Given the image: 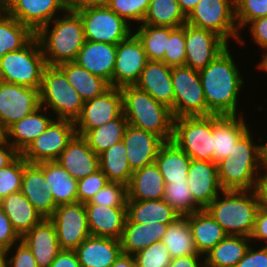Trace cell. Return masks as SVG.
<instances>
[{
    "label": "cell",
    "mask_w": 267,
    "mask_h": 267,
    "mask_svg": "<svg viewBox=\"0 0 267 267\" xmlns=\"http://www.w3.org/2000/svg\"><path fill=\"white\" fill-rule=\"evenodd\" d=\"M229 48L228 46L199 71L207 104V116L243 115V112L238 113V97L245 80Z\"/></svg>",
    "instance_id": "1"
},
{
    "label": "cell",
    "mask_w": 267,
    "mask_h": 267,
    "mask_svg": "<svg viewBox=\"0 0 267 267\" xmlns=\"http://www.w3.org/2000/svg\"><path fill=\"white\" fill-rule=\"evenodd\" d=\"M249 130L217 163L218 179L223 190H254L263 171V143L254 142Z\"/></svg>",
    "instance_id": "2"
},
{
    "label": "cell",
    "mask_w": 267,
    "mask_h": 267,
    "mask_svg": "<svg viewBox=\"0 0 267 267\" xmlns=\"http://www.w3.org/2000/svg\"><path fill=\"white\" fill-rule=\"evenodd\" d=\"M35 36L45 62L50 66L75 61L86 41L82 20L71 7L42 27Z\"/></svg>",
    "instance_id": "3"
},
{
    "label": "cell",
    "mask_w": 267,
    "mask_h": 267,
    "mask_svg": "<svg viewBox=\"0 0 267 267\" xmlns=\"http://www.w3.org/2000/svg\"><path fill=\"white\" fill-rule=\"evenodd\" d=\"M259 207L260 199L256 189L223 190L205 210L227 235L250 237Z\"/></svg>",
    "instance_id": "4"
},
{
    "label": "cell",
    "mask_w": 267,
    "mask_h": 267,
    "mask_svg": "<svg viewBox=\"0 0 267 267\" xmlns=\"http://www.w3.org/2000/svg\"><path fill=\"white\" fill-rule=\"evenodd\" d=\"M123 113L128 125L172 141L174 117L171 110L135 85L121 87Z\"/></svg>",
    "instance_id": "5"
},
{
    "label": "cell",
    "mask_w": 267,
    "mask_h": 267,
    "mask_svg": "<svg viewBox=\"0 0 267 267\" xmlns=\"http://www.w3.org/2000/svg\"><path fill=\"white\" fill-rule=\"evenodd\" d=\"M39 95L40 106L52 111L56 119L75 122L81 115L84 101L58 66L45 67Z\"/></svg>",
    "instance_id": "6"
},
{
    "label": "cell",
    "mask_w": 267,
    "mask_h": 267,
    "mask_svg": "<svg viewBox=\"0 0 267 267\" xmlns=\"http://www.w3.org/2000/svg\"><path fill=\"white\" fill-rule=\"evenodd\" d=\"M80 16L86 41L118 45L133 33V25L127 23L107 5L71 4Z\"/></svg>",
    "instance_id": "7"
},
{
    "label": "cell",
    "mask_w": 267,
    "mask_h": 267,
    "mask_svg": "<svg viewBox=\"0 0 267 267\" xmlns=\"http://www.w3.org/2000/svg\"><path fill=\"white\" fill-rule=\"evenodd\" d=\"M0 66L6 83L40 90L47 64L40 43L34 36L20 50L6 53L1 57Z\"/></svg>",
    "instance_id": "8"
},
{
    "label": "cell",
    "mask_w": 267,
    "mask_h": 267,
    "mask_svg": "<svg viewBox=\"0 0 267 267\" xmlns=\"http://www.w3.org/2000/svg\"><path fill=\"white\" fill-rule=\"evenodd\" d=\"M186 23L213 31L228 43L230 39L242 46L245 43L236 24L234 0H200L186 17Z\"/></svg>",
    "instance_id": "9"
},
{
    "label": "cell",
    "mask_w": 267,
    "mask_h": 267,
    "mask_svg": "<svg viewBox=\"0 0 267 267\" xmlns=\"http://www.w3.org/2000/svg\"><path fill=\"white\" fill-rule=\"evenodd\" d=\"M172 141L191 159L213 162L212 115L174 118Z\"/></svg>",
    "instance_id": "10"
},
{
    "label": "cell",
    "mask_w": 267,
    "mask_h": 267,
    "mask_svg": "<svg viewBox=\"0 0 267 267\" xmlns=\"http://www.w3.org/2000/svg\"><path fill=\"white\" fill-rule=\"evenodd\" d=\"M174 103L170 109L174 118L207 116V104L199 71L187 66L172 67Z\"/></svg>",
    "instance_id": "11"
},
{
    "label": "cell",
    "mask_w": 267,
    "mask_h": 267,
    "mask_svg": "<svg viewBox=\"0 0 267 267\" xmlns=\"http://www.w3.org/2000/svg\"><path fill=\"white\" fill-rule=\"evenodd\" d=\"M75 135L74 121L55 118L21 155L30 164L55 161Z\"/></svg>",
    "instance_id": "12"
},
{
    "label": "cell",
    "mask_w": 267,
    "mask_h": 267,
    "mask_svg": "<svg viewBox=\"0 0 267 267\" xmlns=\"http://www.w3.org/2000/svg\"><path fill=\"white\" fill-rule=\"evenodd\" d=\"M49 219L55 226L61 250L74 251L91 235L84 203L58 205Z\"/></svg>",
    "instance_id": "13"
},
{
    "label": "cell",
    "mask_w": 267,
    "mask_h": 267,
    "mask_svg": "<svg viewBox=\"0 0 267 267\" xmlns=\"http://www.w3.org/2000/svg\"><path fill=\"white\" fill-rule=\"evenodd\" d=\"M123 113V95L120 88L110 86L101 95L85 101L81 115L75 120L76 134L83 136L114 120Z\"/></svg>",
    "instance_id": "14"
},
{
    "label": "cell",
    "mask_w": 267,
    "mask_h": 267,
    "mask_svg": "<svg viewBox=\"0 0 267 267\" xmlns=\"http://www.w3.org/2000/svg\"><path fill=\"white\" fill-rule=\"evenodd\" d=\"M71 3L72 0H9L6 12L36 34L58 13H65Z\"/></svg>",
    "instance_id": "15"
},
{
    "label": "cell",
    "mask_w": 267,
    "mask_h": 267,
    "mask_svg": "<svg viewBox=\"0 0 267 267\" xmlns=\"http://www.w3.org/2000/svg\"><path fill=\"white\" fill-rule=\"evenodd\" d=\"M39 107L38 89L6 82L0 84V130L2 132Z\"/></svg>",
    "instance_id": "16"
},
{
    "label": "cell",
    "mask_w": 267,
    "mask_h": 267,
    "mask_svg": "<svg viewBox=\"0 0 267 267\" xmlns=\"http://www.w3.org/2000/svg\"><path fill=\"white\" fill-rule=\"evenodd\" d=\"M185 66L200 71L222 53L230 43L213 31L185 23Z\"/></svg>",
    "instance_id": "17"
},
{
    "label": "cell",
    "mask_w": 267,
    "mask_h": 267,
    "mask_svg": "<svg viewBox=\"0 0 267 267\" xmlns=\"http://www.w3.org/2000/svg\"><path fill=\"white\" fill-rule=\"evenodd\" d=\"M148 62L143 45L135 33L117 45L112 86L121 88L135 85Z\"/></svg>",
    "instance_id": "18"
},
{
    "label": "cell",
    "mask_w": 267,
    "mask_h": 267,
    "mask_svg": "<svg viewBox=\"0 0 267 267\" xmlns=\"http://www.w3.org/2000/svg\"><path fill=\"white\" fill-rule=\"evenodd\" d=\"M187 178L195 204L201 210L223 191L214 162L191 159Z\"/></svg>",
    "instance_id": "19"
},
{
    "label": "cell",
    "mask_w": 267,
    "mask_h": 267,
    "mask_svg": "<svg viewBox=\"0 0 267 267\" xmlns=\"http://www.w3.org/2000/svg\"><path fill=\"white\" fill-rule=\"evenodd\" d=\"M122 140L133 172L154 163L161 146L165 143L156 134L131 125L127 126Z\"/></svg>",
    "instance_id": "20"
},
{
    "label": "cell",
    "mask_w": 267,
    "mask_h": 267,
    "mask_svg": "<svg viewBox=\"0 0 267 267\" xmlns=\"http://www.w3.org/2000/svg\"><path fill=\"white\" fill-rule=\"evenodd\" d=\"M20 192L31 202L43 218H50L58 206L44 177V162L28 163L24 167Z\"/></svg>",
    "instance_id": "21"
},
{
    "label": "cell",
    "mask_w": 267,
    "mask_h": 267,
    "mask_svg": "<svg viewBox=\"0 0 267 267\" xmlns=\"http://www.w3.org/2000/svg\"><path fill=\"white\" fill-rule=\"evenodd\" d=\"M244 114L212 115L213 162L226 159L233 146L250 130Z\"/></svg>",
    "instance_id": "22"
},
{
    "label": "cell",
    "mask_w": 267,
    "mask_h": 267,
    "mask_svg": "<svg viewBox=\"0 0 267 267\" xmlns=\"http://www.w3.org/2000/svg\"><path fill=\"white\" fill-rule=\"evenodd\" d=\"M50 111L40 106L31 114L14 122L4 132L6 141L21 154L54 120ZM49 115V116H48Z\"/></svg>",
    "instance_id": "23"
},
{
    "label": "cell",
    "mask_w": 267,
    "mask_h": 267,
    "mask_svg": "<svg viewBox=\"0 0 267 267\" xmlns=\"http://www.w3.org/2000/svg\"><path fill=\"white\" fill-rule=\"evenodd\" d=\"M74 179H82L97 171L99 155L80 135H75L56 160Z\"/></svg>",
    "instance_id": "24"
},
{
    "label": "cell",
    "mask_w": 267,
    "mask_h": 267,
    "mask_svg": "<svg viewBox=\"0 0 267 267\" xmlns=\"http://www.w3.org/2000/svg\"><path fill=\"white\" fill-rule=\"evenodd\" d=\"M116 51L117 45L85 41L74 62L112 86Z\"/></svg>",
    "instance_id": "25"
},
{
    "label": "cell",
    "mask_w": 267,
    "mask_h": 267,
    "mask_svg": "<svg viewBox=\"0 0 267 267\" xmlns=\"http://www.w3.org/2000/svg\"><path fill=\"white\" fill-rule=\"evenodd\" d=\"M21 241L31 250L38 267H50L61 252L55 226L49 218H44L25 233Z\"/></svg>",
    "instance_id": "26"
},
{
    "label": "cell",
    "mask_w": 267,
    "mask_h": 267,
    "mask_svg": "<svg viewBox=\"0 0 267 267\" xmlns=\"http://www.w3.org/2000/svg\"><path fill=\"white\" fill-rule=\"evenodd\" d=\"M171 75V66L164 62L148 61L135 86L146 91L156 101L171 109L174 103Z\"/></svg>",
    "instance_id": "27"
},
{
    "label": "cell",
    "mask_w": 267,
    "mask_h": 267,
    "mask_svg": "<svg viewBox=\"0 0 267 267\" xmlns=\"http://www.w3.org/2000/svg\"><path fill=\"white\" fill-rule=\"evenodd\" d=\"M74 251L81 267H111L122 247L119 239L90 235Z\"/></svg>",
    "instance_id": "28"
},
{
    "label": "cell",
    "mask_w": 267,
    "mask_h": 267,
    "mask_svg": "<svg viewBox=\"0 0 267 267\" xmlns=\"http://www.w3.org/2000/svg\"><path fill=\"white\" fill-rule=\"evenodd\" d=\"M92 236L121 239L126 221V207L84 204Z\"/></svg>",
    "instance_id": "29"
},
{
    "label": "cell",
    "mask_w": 267,
    "mask_h": 267,
    "mask_svg": "<svg viewBox=\"0 0 267 267\" xmlns=\"http://www.w3.org/2000/svg\"><path fill=\"white\" fill-rule=\"evenodd\" d=\"M164 190V178L154 162L132 173L127 185L128 200H160L163 199Z\"/></svg>",
    "instance_id": "30"
},
{
    "label": "cell",
    "mask_w": 267,
    "mask_h": 267,
    "mask_svg": "<svg viewBox=\"0 0 267 267\" xmlns=\"http://www.w3.org/2000/svg\"><path fill=\"white\" fill-rule=\"evenodd\" d=\"M170 223L138 224L125 222L120 239L122 253L135 255L151 244L161 241Z\"/></svg>",
    "instance_id": "31"
},
{
    "label": "cell",
    "mask_w": 267,
    "mask_h": 267,
    "mask_svg": "<svg viewBox=\"0 0 267 267\" xmlns=\"http://www.w3.org/2000/svg\"><path fill=\"white\" fill-rule=\"evenodd\" d=\"M0 207L20 237L44 219L21 192L5 197L0 201Z\"/></svg>",
    "instance_id": "32"
},
{
    "label": "cell",
    "mask_w": 267,
    "mask_h": 267,
    "mask_svg": "<svg viewBox=\"0 0 267 267\" xmlns=\"http://www.w3.org/2000/svg\"><path fill=\"white\" fill-rule=\"evenodd\" d=\"M126 221L138 224L171 223L178 213L164 200H127Z\"/></svg>",
    "instance_id": "33"
},
{
    "label": "cell",
    "mask_w": 267,
    "mask_h": 267,
    "mask_svg": "<svg viewBox=\"0 0 267 267\" xmlns=\"http://www.w3.org/2000/svg\"><path fill=\"white\" fill-rule=\"evenodd\" d=\"M187 217L196 249L203 256L227 236L221 225L205 209Z\"/></svg>",
    "instance_id": "34"
},
{
    "label": "cell",
    "mask_w": 267,
    "mask_h": 267,
    "mask_svg": "<svg viewBox=\"0 0 267 267\" xmlns=\"http://www.w3.org/2000/svg\"><path fill=\"white\" fill-rule=\"evenodd\" d=\"M251 245L250 237L227 235L204 255L205 267H235Z\"/></svg>",
    "instance_id": "35"
},
{
    "label": "cell",
    "mask_w": 267,
    "mask_h": 267,
    "mask_svg": "<svg viewBox=\"0 0 267 267\" xmlns=\"http://www.w3.org/2000/svg\"><path fill=\"white\" fill-rule=\"evenodd\" d=\"M191 158L173 141L165 142L155 159L165 183L170 181H188Z\"/></svg>",
    "instance_id": "36"
},
{
    "label": "cell",
    "mask_w": 267,
    "mask_h": 267,
    "mask_svg": "<svg viewBox=\"0 0 267 267\" xmlns=\"http://www.w3.org/2000/svg\"><path fill=\"white\" fill-rule=\"evenodd\" d=\"M58 67L84 102L101 95L110 87L103 78L91 74L74 61L59 64Z\"/></svg>",
    "instance_id": "37"
},
{
    "label": "cell",
    "mask_w": 267,
    "mask_h": 267,
    "mask_svg": "<svg viewBox=\"0 0 267 267\" xmlns=\"http://www.w3.org/2000/svg\"><path fill=\"white\" fill-rule=\"evenodd\" d=\"M44 177L57 205L78 202V180L71 177L59 162L44 161Z\"/></svg>",
    "instance_id": "38"
},
{
    "label": "cell",
    "mask_w": 267,
    "mask_h": 267,
    "mask_svg": "<svg viewBox=\"0 0 267 267\" xmlns=\"http://www.w3.org/2000/svg\"><path fill=\"white\" fill-rule=\"evenodd\" d=\"M170 253L171 259L199 254L193 237L189 218L187 216H179L175 221L171 222L161 240Z\"/></svg>",
    "instance_id": "39"
},
{
    "label": "cell",
    "mask_w": 267,
    "mask_h": 267,
    "mask_svg": "<svg viewBox=\"0 0 267 267\" xmlns=\"http://www.w3.org/2000/svg\"><path fill=\"white\" fill-rule=\"evenodd\" d=\"M99 167L109 182L128 185L133 171L127 160L123 140L99 154Z\"/></svg>",
    "instance_id": "40"
},
{
    "label": "cell",
    "mask_w": 267,
    "mask_h": 267,
    "mask_svg": "<svg viewBox=\"0 0 267 267\" xmlns=\"http://www.w3.org/2000/svg\"><path fill=\"white\" fill-rule=\"evenodd\" d=\"M127 126V119L122 113L107 124L88 130L82 137L87 141L90 148L99 155L122 141Z\"/></svg>",
    "instance_id": "41"
},
{
    "label": "cell",
    "mask_w": 267,
    "mask_h": 267,
    "mask_svg": "<svg viewBox=\"0 0 267 267\" xmlns=\"http://www.w3.org/2000/svg\"><path fill=\"white\" fill-rule=\"evenodd\" d=\"M34 36L27 26L7 12L0 14V58L6 53L20 50Z\"/></svg>",
    "instance_id": "42"
},
{
    "label": "cell",
    "mask_w": 267,
    "mask_h": 267,
    "mask_svg": "<svg viewBox=\"0 0 267 267\" xmlns=\"http://www.w3.org/2000/svg\"><path fill=\"white\" fill-rule=\"evenodd\" d=\"M185 23L186 16L181 11L177 0H150L141 24L177 28Z\"/></svg>",
    "instance_id": "43"
},
{
    "label": "cell",
    "mask_w": 267,
    "mask_h": 267,
    "mask_svg": "<svg viewBox=\"0 0 267 267\" xmlns=\"http://www.w3.org/2000/svg\"><path fill=\"white\" fill-rule=\"evenodd\" d=\"M134 31L141 41L148 61L164 62V54L170 40V27L140 24Z\"/></svg>",
    "instance_id": "44"
},
{
    "label": "cell",
    "mask_w": 267,
    "mask_h": 267,
    "mask_svg": "<svg viewBox=\"0 0 267 267\" xmlns=\"http://www.w3.org/2000/svg\"><path fill=\"white\" fill-rule=\"evenodd\" d=\"M163 199L179 216H188L201 210L195 204L187 181H170L165 183Z\"/></svg>",
    "instance_id": "45"
},
{
    "label": "cell",
    "mask_w": 267,
    "mask_h": 267,
    "mask_svg": "<svg viewBox=\"0 0 267 267\" xmlns=\"http://www.w3.org/2000/svg\"><path fill=\"white\" fill-rule=\"evenodd\" d=\"M28 162L19 154L10 164L0 169V201L21 191L24 167Z\"/></svg>",
    "instance_id": "46"
},
{
    "label": "cell",
    "mask_w": 267,
    "mask_h": 267,
    "mask_svg": "<svg viewBox=\"0 0 267 267\" xmlns=\"http://www.w3.org/2000/svg\"><path fill=\"white\" fill-rule=\"evenodd\" d=\"M150 0H111L107 6L127 23H140L146 15Z\"/></svg>",
    "instance_id": "47"
},
{
    "label": "cell",
    "mask_w": 267,
    "mask_h": 267,
    "mask_svg": "<svg viewBox=\"0 0 267 267\" xmlns=\"http://www.w3.org/2000/svg\"><path fill=\"white\" fill-rule=\"evenodd\" d=\"M128 200L127 185L108 182L94 197L85 204H98L109 207H126Z\"/></svg>",
    "instance_id": "48"
},
{
    "label": "cell",
    "mask_w": 267,
    "mask_h": 267,
    "mask_svg": "<svg viewBox=\"0 0 267 267\" xmlns=\"http://www.w3.org/2000/svg\"><path fill=\"white\" fill-rule=\"evenodd\" d=\"M239 32L252 20L267 16V0H234Z\"/></svg>",
    "instance_id": "49"
},
{
    "label": "cell",
    "mask_w": 267,
    "mask_h": 267,
    "mask_svg": "<svg viewBox=\"0 0 267 267\" xmlns=\"http://www.w3.org/2000/svg\"><path fill=\"white\" fill-rule=\"evenodd\" d=\"M137 267H168L171 256L165 244L157 241L134 255Z\"/></svg>",
    "instance_id": "50"
},
{
    "label": "cell",
    "mask_w": 267,
    "mask_h": 267,
    "mask_svg": "<svg viewBox=\"0 0 267 267\" xmlns=\"http://www.w3.org/2000/svg\"><path fill=\"white\" fill-rule=\"evenodd\" d=\"M185 24L181 27H170V40L164 54V63L168 66H185Z\"/></svg>",
    "instance_id": "51"
},
{
    "label": "cell",
    "mask_w": 267,
    "mask_h": 267,
    "mask_svg": "<svg viewBox=\"0 0 267 267\" xmlns=\"http://www.w3.org/2000/svg\"><path fill=\"white\" fill-rule=\"evenodd\" d=\"M108 182L107 176L100 168L91 175L79 179L77 183L78 202L84 204L90 202L94 195Z\"/></svg>",
    "instance_id": "52"
},
{
    "label": "cell",
    "mask_w": 267,
    "mask_h": 267,
    "mask_svg": "<svg viewBox=\"0 0 267 267\" xmlns=\"http://www.w3.org/2000/svg\"><path fill=\"white\" fill-rule=\"evenodd\" d=\"M11 251H14L12 257ZM9 254L10 257H7ZM5 267H38V265L31 250L20 240L5 252Z\"/></svg>",
    "instance_id": "53"
},
{
    "label": "cell",
    "mask_w": 267,
    "mask_h": 267,
    "mask_svg": "<svg viewBox=\"0 0 267 267\" xmlns=\"http://www.w3.org/2000/svg\"><path fill=\"white\" fill-rule=\"evenodd\" d=\"M20 240L21 237L14 230L10 219L0 207V248L7 251Z\"/></svg>",
    "instance_id": "54"
},
{
    "label": "cell",
    "mask_w": 267,
    "mask_h": 267,
    "mask_svg": "<svg viewBox=\"0 0 267 267\" xmlns=\"http://www.w3.org/2000/svg\"><path fill=\"white\" fill-rule=\"evenodd\" d=\"M235 267H267V246L256 249L252 244Z\"/></svg>",
    "instance_id": "55"
},
{
    "label": "cell",
    "mask_w": 267,
    "mask_h": 267,
    "mask_svg": "<svg viewBox=\"0 0 267 267\" xmlns=\"http://www.w3.org/2000/svg\"><path fill=\"white\" fill-rule=\"evenodd\" d=\"M249 28L254 44L267 51V16L250 21L245 28Z\"/></svg>",
    "instance_id": "56"
},
{
    "label": "cell",
    "mask_w": 267,
    "mask_h": 267,
    "mask_svg": "<svg viewBox=\"0 0 267 267\" xmlns=\"http://www.w3.org/2000/svg\"><path fill=\"white\" fill-rule=\"evenodd\" d=\"M250 239L252 240V243L254 240L253 245L255 244V241H263V243L265 241L264 244L267 246V208L262 207L261 205L256 214L254 229Z\"/></svg>",
    "instance_id": "57"
},
{
    "label": "cell",
    "mask_w": 267,
    "mask_h": 267,
    "mask_svg": "<svg viewBox=\"0 0 267 267\" xmlns=\"http://www.w3.org/2000/svg\"><path fill=\"white\" fill-rule=\"evenodd\" d=\"M168 267H205L204 256L201 254H192L176 257L171 259Z\"/></svg>",
    "instance_id": "58"
},
{
    "label": "cell",
    "mask_w": 267,
    "mask_h": 267,
    "mask_svg": "<svg viewBox=\"0 0 267 267\" xmlns=\"http://www.w3.org/2000/svg\"><path fill=\"white\" fill-rule=\"evenodd\" d=\"M50 267H81L75 251L61 250Z\"/></svg>",
    "instance_id": "59"
},
{
    "label": "cell",
    "mask_w": 267,
    "mask_h": 267,
    "mask_svg": "<svg viewBox=\"0 0 267 267\" xmlns=\"http://www.w3.org/2000/svg\"><path fill=\"white\" fill-rule=\"evenodd\" d=\"M19 153L6 141L4 136L0 137V169L10 164Z\"/></svg>",
    "instance_id": "60"
},
{
    "label": "cell",
    "mask_w": 267,
    "mask_h": 267,
    "mask_svg": "<svg viewBox=\"0 0 267 267\" xmlns=\"http://www.w3.org/2000/svg\"><path fill=\"white\" fill-rule=\"evenodd\" d=\"M256 190L259 194L260 205L267 208V173L262 172Z\"/></svg>",
    "instance_id": "61"
},
{
    "label": "cell",
    "mask_w": 267,
    "mask_h": 267,
    "mask_svg": "<svg viewBox=\"0 0 267 267\" xmlns=\"http://www.w3.org/2000/svg\"><path fill=\"white\" fill-rule=\"evenodd\" d=\"M111 267H137L134 255L121 253Z\"/></svg>",
    "instance_id": "62"
},
{
    "label": "cell",
    "mask_w": 267,
    "mask_h": 267,
    "mask_svg": "<svg viewBox=\"0 0 267 267\" xmlns=\"http://www.w3.org/2000/svg\"><path fill=\"white\" fill-rule=\"evenodd\" d=\"M199 1L200 0H177L181 11L186 17L196 7Z\"/></svg>",
    "instance_id": "63"
},
{
    "label": "cell",
    "mask_w": 267,
    "mask_h": 267,
    "mask_svg": "<svg viewBox=\"0 0 267 267\" xmlns=\"http://www.w3.org/2000/svg\"><path fill=\"white\" fill-rule=\"evenodd\" d=\"M111 0H72L71 4L107 5Z\"/></svg>",
    "instance_id": "64"
},
{
    "label": "cell",
    "mask_w": 267,
    "mask_h": 267,
    "mask_svg": "<svg viewBox=\"0 0 267 267\" xmlns=\"http://www.w3.org/2000/svg\"><path fill=\"white\" fill-rule=\"evenodd\" d=\"M257 70L265 71L267 73V52L261 57V60L255 66Z\"/></svg>",
    "instance_id": "65"
},
{
    "label": "cell",
    "mask_w": 267,
    "mask_h": 267,
    "mask_svg": "<svg viewBox=\"0 0 267 267\" xmlns=\"http://www.w3.org/2000/svg\"><path fill=\"white\" fill-rule=\"evenodd\" d=\"M263 172L267 173V141L263 144Z\"/></svg>",
    "instance_id": "66"
},
{
    "label": "cell",
    "mask_w": 267,
    "mask_h": 267,
    "mask_svg": "<svg viewBox=\"0 0 267 267\" xmlns=\"http://www.w3.org/2000/svg\"><path fill=\"white\" fill-rule=\"evenodd\" d=\"M5 250L0 248V267H5Z\"/></svg>",
    "instance_id": "67"
},
{
    "label": "cell",
    "mask_w": 267,
    "mask_h": 267,
    "mask_svg": "<svg viewBox=\"0 0 267 267\" xmlns=\"http://www.w3.org/2000/svg\"><path fill=\"white\" fill-rule=\"evenodd\" d=\"M6 12V0H0V14Z\"/></svg>",
    "instance_id": "68"
},
{
    "label": "cell",
    "mask_w": 267,
    "mask_h": 267,
    "mask_svg": "<svg viewBox=\"0 0 267 267\" xmlns=\"http://www.w3.org/2000/svg\"><path fill=\"white\" fill-rule=\"evenodd\" d=\"M4 82H5V79H4L3 72H2V69H1V66H0V84L4 83Z\"/></svg>",
    "instance_id": "69"
}]
</instances>
